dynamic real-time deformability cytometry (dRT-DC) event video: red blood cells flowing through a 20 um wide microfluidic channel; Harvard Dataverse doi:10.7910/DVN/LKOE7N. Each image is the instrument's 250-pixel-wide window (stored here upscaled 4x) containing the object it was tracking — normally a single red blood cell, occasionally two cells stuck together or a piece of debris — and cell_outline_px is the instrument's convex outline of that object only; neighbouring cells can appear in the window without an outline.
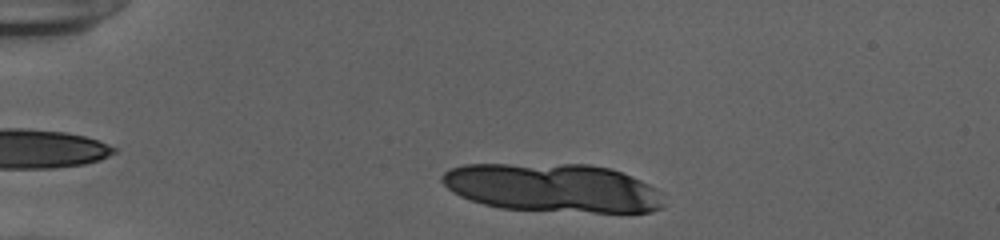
{"species": "human", "species_latin": "Homo sapiens", "temperature_condition": "cold", "stored_images_in_passage": 9, "camera_frame_rate_fps": 3000, "um_per_image_px": 0.085, "donor": {"sex": "female"}, "frame": {"image": 1, "passage_image": 3, "time_ms": 0.667, "image_size_px": [1000, 240], "cell_outline_px": [[664, 208], [652, 212], [592, 212], [500, 208], [484, 204], [460, 196], [452, 192], [440, 180], [440, 176], [448, 168], [464, 164], [588, 164], [612, 168], [632, 176], [656, 188], [660, 192], [664, 204]], "centroid_in_image_um": [46.99, 15.95], "position_along_channel_um": 38.0, "area_um2": 63.06}}